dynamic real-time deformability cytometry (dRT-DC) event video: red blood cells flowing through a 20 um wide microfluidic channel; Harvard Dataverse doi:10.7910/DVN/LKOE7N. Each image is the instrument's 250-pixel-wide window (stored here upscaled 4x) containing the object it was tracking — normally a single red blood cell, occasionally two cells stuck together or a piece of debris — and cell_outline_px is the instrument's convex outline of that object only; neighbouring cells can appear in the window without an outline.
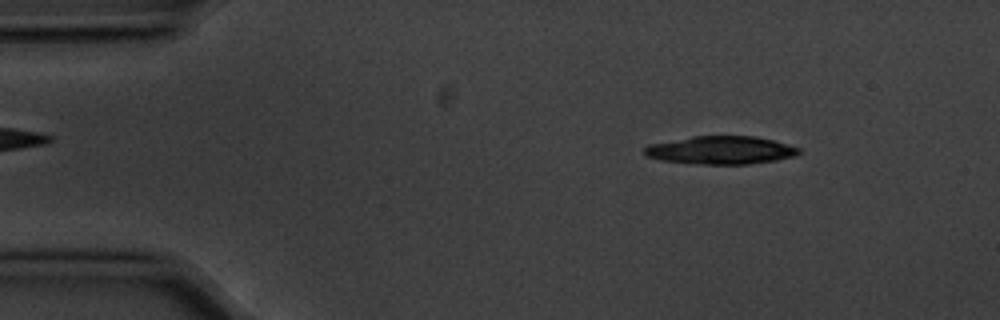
{"species": "common noctule bat (a hibernating species)", "species_latin": "Nyctalus noctula", "temperature_condition": "cold", "stored_images_in_passage": 3, "camera_frame_rate_fps": 3000, "um_per_image_px": 0.085, "animal": {"sex": "male", "body_mass_g": 20.1, "forearm_length_mm": 53.5}, "frame": {"image": 1, "passage_image": 1, "time_ms": 0.0, "image_size_px": [1000, 320], "cell_outline_px": [[800, 152], [792, 156], [776, 160], [748, 164], [704, 164], [660, 160], [648, 156], [644, 152], [644, 148], [648, 144], [692, 136], [756, 136], [788, 144], [800, 148]], "centroid_in_image_um": [61.26, 12.75], "position_along_channel_um": 23.7, "area_um2": 25.09}}